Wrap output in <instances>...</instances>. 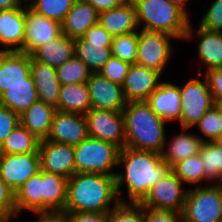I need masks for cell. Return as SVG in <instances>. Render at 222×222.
Here are the masks:
<instances>
[{"label":"cell","mask_w":222,"mask_h":222,"mask_svg":"<svg viewBox=\"0 0 222 222\" xmlns=\"http://www.w3.org/2000/svg\"><path fill=\"white\" fill-rule=\"evenodd\" d=\"M21 5L20 0H0V11L16 9Z\"/></svg>","instance_id":"cell-50"},{"label":"cell","mask_w":222,"mask_h":222,"mask_svg":"<svg viewBox=\"0 0 222 222\" xmlns=\"http://www.w3.org/2000/svg\"><path fill=\"white\" fill-rule=\"evenodd\" d=\"M23 1H24V2L26 1L25 4L28 5V0H20V2H21L22 4L24 3ZM29 1H32V0H29Z\"/></svg>","instance_id":"cell-55"},{"label":"cell","mask_w":222,"mask_h":222,"mask_svg":"<svg viewBox=\"0 0 222 222\" xmlns=\"http://www.w3.org/2000/svg\"><path fill=\"white\" fill-rule=\"evenodd\" d=\"M109 222H143V206L140 203L119 202L109 212Z\"/></svg>","instance_id":"cell-39"},{"label":"cell","mask_w":222,"mask_h":222,"mask_svg":"<svg viewBox=\"0 0 222 222\" xmlns=\"http://www.w3.org/2000/svg\"><path fill=\"white\" fill-rule=\"evenodd\" d=\"M208 184L188 189L183 222H217L222 217V184Z\"/></svg>","instance_id":"cell-6"},{"label":"cell","mask_w":222,"mask_h":222,"mask_svg":"<svg viewBox=\"0 0 222 222\" xmlns=\"http://www.w3.org/2000/svg\"><path fill=\"white\" fill-rule=\"evenodd\" d=\"M117 166L124 167V171H117L115 175L116 192L121 203H141L151 188L171 170L162 160L161 153L129 147L120 149ZM123 185L129 201L121 197Z\"/></svg>","instance_id":"cell-1"},{"label":"cell","mask_w":222,"mask_h":222,"mask_svg":"<svg viewBox=\"0 0 222 222\" xmlns=\"http://www.w3.org/2000/svg\"><path fill=\"white\" fill-rule=\"evenodd\" d=\"M118 203L115 175L75 173L68 179L64 208L67 213H107Z\"/></svg>","instance_id":"cell-2"},{"label":"cell","mask_w":222,"mask_h":222,"mask_svg":"<svg viewBox=\"0 0 222 222\" xmlns=\"http://www.w3.org/2000/svg\"><path fill=\"white\" fill-rule=\"evenodd\" d=\"M38 215L36 222H69L66 211H38L33 212Z\"/></svg>","instance_id":"cell-48"},{"label":"cell","mask_w":222,"mask_h":222,"mask_svg":"<svg viewBox=\"0 0 222 222\" xmlns=\"http://www.w3.org/2000/svg\"><path fill=\"white\" fill-rule=\"evenodd\" d=\"M125 126V147L162 153L166 143L165 124L146 101H129L122 110Z\"/></svg>","instance_id":"cell-3"},{"label":"cell","mask_w":222,"mask_h":222,"mask_svg":"<svg viewBox=\"0 0 222 222\" xmlns=\"http://www.w3.org/2000/svg\"><path fill=\"white\" fill-rule=\"evenodd\" d=\"M15 206L17 216L26 210L31 212L42 211L41 169L15 191Z\"/></svg>","instance_id":"cell-30"},{"label":"cell","mask_w":222,"mask_h":222,"mask_svg":"<svg viewBox=\"0 0 222 222\" xmlns=\"http://www.w3.org/2000/svg\"><path fill=\"white\" fill-rule=\"evenodd\" d=\"M40 169L39 152L0 154V177L14 192Z\"/></svg>","instance_id":"cell-11"},{"label":"cell","mask_w":222,"mask_h":222,"mask_svg":"<svg viewBox=\"0 0 222 222\" xmlns=\"http://www.w3.org/2000/svg\"><path fill=\"white\" fill-rule=\"evenodd\" d=\"M88 136L112 143L120 149L125 147L123 112L91 109L85 115Z\"/></svg>","instance_id":"cell-9"},{"label":"cell","mask_w":222,"mask_h":222,"mask_svg":"<svg viewBox=\"0 0 222 222\" xmlns=\"http://www.w3.org/2000/svg\"><path fill=\"white\" fill-rule=\"evenodd\" d=\"M82 38L96 45H111L112 38L111 36L99 23L91 26Z\"/></svg>","instance_id":"cell-45"},{"label":"cell","mask_w":222,"mask_h":222,"mask_svg":"<svg viewBox=\"0 0 222 222\" xmlns=\"http://www.w3.org/2000/svg\"><path fill=\"white\" fill-rule=\"evenodd\" d=\"M98 14L88 2L75 0L61 23L62 33L73 39L82 37L91 26L98 23Z\"/></svg>","instance_id":"cell-24"},{"label":"cell","mask_w":222,"mask_h":222,"mask_svg":"<svg viewBox=\"0 0 222 222\" xmlns=\"http://www.w3.org/2000/svg\"><path fill=\"white\" fill-rule=\"evenodd\" d=\"M25 4L0 11V51H20L24 43Z\"/></svg>","instance_id":"cell-20"},{"label":"cell","mask_w":222,"mask_h":222,"mask_svg":"<svg viewBox=\"0 0 222 222\" xmlns=\"http://www.w3.org/2000/svg\"><path fill=\"white\" fill-rule=\"evenodd\" d=\"M58 111L85 115L91 110L87 83L61 85L57 106Z\"/></svg>","instance_id":"cell-28"},{"label":"cell","mask_w":222,"mask_h":222,"mask_svg":"<svg viewBox=\"0 0 222 222\" xmlns=\"http://www.w3.org/2000/svg\"><path fill=\"white\" fill-rule=\"evenodd\" d=\"M75 0H32L28 6L36 13L62 23Z\"/></svg>","instance_id":"cell-36"},{"label":"cell","mask_w":222,"mask_h":222,"mask_svg":"<svg viewBox=\"0 0 222 222\" xmlns=\"http://www.w3.org/2000/svg\"><path fill=\"white\" fill-rule=\"evenodd\" d=\"M171 170L187 185L201 186L202 181L208 182L199 153L180 161Z\"/></svg>","instance_id":"cell-34"},{"label":"cell","mask_w":222,"mask_h":222,"mask_svg":"<svg viewBox=\"0 0 222 222\" xmlns=\"http://www.w3.org/2000/svg\"><path fill=\"white\" fill-rule=\"evenodd\" d=\"M75 55L85 63L91 73H99L112 56L111 45H96L82 37L76 38Z\"/></svg>","instance_id":"cell-31"},{"label":"cell","mask_w":222,"mask_h":222,"mask_svg":"<svg viewBox=\"0 0 222 222\" xmlns=\"http://www.w3.org/2000/svg\"><path fill=\"white\" fill-rule=\"evenodd\" d=\"M199 155L205 178L213 184H222V147L215 142H204Z\"/></svg>","instance_id":"cell-33"},{"label":"cell","mask_w":222,"mask_h":222,"mask_svg":"<svg viewBox=\"0 0 222 222\" xmlns=\"http://www.w3.org/2000/svg\"><path fill=\"white\" fill-rule=\"evenodd\" d=\"M138 49V31L121 34L112 38V56L129 64H135Z\"/></svg>","instance_id":"cell-37"},{"label":"cell","mask_w":222,"mask_h":222,"mask_svg":"<svg viewBox=\"0 0 222 222\" xmlns=\"http://www.w3.org/2000/svg\"><path fill=\"white\" fill-rule=\"evenodd\" d=\"M131 64L119 58L111 56L106 64L101 68L99 74L111 82L122 85L128 74Z\"/></svg>","instance_id":"cell-40"},{"label":"cell","mask_w":222,"mask_h":222,"mask_svg":"<svg viewBox=\"0 0 222 222\" xmlns=\"http://www.w3.org/2000/svg\"><path fill=\"white\" fill-rule=\"evenodd\" d=\"M87 137V122L83 114L56 110L45 140L76 146Z\"/></svg>","instance_id":"cell-14"},{"label":"cell","mask_w":222,"mask_h":222,"mask_svg":"<svg viewBox=\"0 0 222 222\" xmlns=\"http://www.w3.org/2000/svg\"><path fill=\"white\" fill-rule=\"evenodd\" d=\"M87 85L91 109L119 112L126 106L127 101L123 94L122 85L111 82L99 73H91Z\"/></svg>","instance_id":"cell-15"},{"label":"cell","mask_w":222,"mask_h":222,"mask_svg":"<svg viewBox=\"0 0 222 222\" xmlns=\"http://www.w3.org/2000/svg\"><path fill=\"white\" fill-rule=\"evenodd\" d=\"M30 74L37 89L38 100L56 107L61 87L56 69L34 60L30 55Z\"/></svg>","instance_id":"cell-22"},{"label":"cell","mask_w":222,"mask_h":222,"mask_svg":"<svg viewBox=\"0 0 222 222\" xmlns=\"http://www.w3.org/2000/svg\"><path fill=\"white\" fill-rule=\"evenodd\" d=\"M69 222H109V212H74L68 213Z\"/></svg>","instance_id":"cell-47"},{"label":"cell","mask_w":222,"mask_h":222,"mask_svg":"<svg viewBox=\"0 0 222 222\" xmlns=\"http://www.w3.org/2000/svg\"><path fill=\"white\" fill-rule=\"evenodd\" d=\"M91 4L98 13L122 5L127 0H84Z\"/></svg>","instance_id":"cell-49"},{"label":"cell","mask_w":222,"mask_h":222,"mask_svg":"<svg viewBox=\"0 0 222 222\" xmlns=\"http://www.w3.org/2000/svg\"><path fill=\"white\" fill-rule=\"evenodd\" d=\"M30 55L19 51H0V95L16 84H28Z\"/></svg>","instance_id":"cell-19"},{"label":"cell","mask_w":222,"mask_h":222,"mask_svg":"<svg viewBox=\"0 0 222 222\" xmlns=\"http://www.w3.org/2000/svg\"><path fill=\"white\" fill-rule=\"evenodd\" d=\"M61 33V23L36 13L25 4L24 43L19 52L31 55L37 48L56 39Z\"/></svg>","instance_id":"cell-12"},{"label":"cell","mask_w":222,"mask_h":222,"mask_svg":"<svg viewBox=\"0 0 222 222\" xmlns=\"http://www.w3.org/2000/svg\"><path fill=\"white\" fill-rule=\"evenodd\" d=\"M143 222H183L182 212L143 206Z\"/></svg>","instance_id":"cell-42"},{"label":"cell","mask_w":222,"mask_h":222,"mask_svg":"<svg viewBox=\"0 0 222 222\" xmlns=\"http://www.w3.org/2000/svg\"><path fill=\"white\" fill-rule=\"evenodd\" d=\"M75 55V39L61 33L56 39L37 48L31 57L54 68L61 66Z\"/></svg>","instance_id":"cell-25"},{"label":"cell","mask_w":222,"mask_h":222,"mask_svg":"<svg viewBox=\"0 0 222 222\" xmlns=\"http://www.w3.org/2000/svg\"><path fill=\"white\" fill-rule=\"evenodd\" d=\"M215 103L222 102V69H211L204 74Z\"/></svg>","instance_id":"cell-46"},{"label":"cell","mask_w":222,"mask_h":222,"mask_svg":"<svg viewBox=\"0 0 222 222\" xmlns=\"http://www.w3.org/2000/svg\"><path fill=\"white\" fill-rule=\"evenodd\" d=\"M55 69L61 85L87 83L91 74L85 63L76 55Z\"/></svg>","instance_id":"cell-35"},{"label":"cell","mask_w":222,"mask_h":222,"mask_svg":"<svg viewBox=\"0 0 222 222\" xmlns=\"http://www.w3.org/2000/svg\"><path fill=\"white\" fill-rule=\"evenodd\" d=\"M172 39L177 38L164 32L138 30L136 64L163 74L173 56Z\"/></svg>","instance_id":"cell-8"},{"label":"cell","mask_w":222,"mask_h":222,"mask_svg":"<svg viewBox=\"0 0 222 222\" xmlns=\"http://www.w3.org/2000/svg\"><path fill=\"white\" fill-rule=\"evenodd\" d=\"M98 23L113 37L139 30L136 8L132 0H127L120 6L100 12Z\"/></svg>","instance_id":"cell-21"},{"label":"cell","mask_w":222,"mask_h":222,"mask_svg":"<svg viewBox=\"0 0 222 222\" xmlns=\"http://www.w3.org/2000/svg\"><path fill=\"white\" fill-rule=\"evenodd\" d=\"M17 218V215H11V216H0V222H11L12 219Z\"/></svg>","instance_id":"cell-52"},{"label":"cell","mask_w":222,"mask_h":222,"mask_svg":"<svg viewBox=\"0 0 222 222\" xmlns=\"http://www.w3.org/2000/svg\"><path fill=\"white\" fill-rule=\"evenodd\" d=\"M37 101V89L31 74L28 76V84L13 85L0 95V105L11 109L19 116Z\"/></svg>","instance_id":"cell-29"},{"label":"cell","mask_w":222,"mask_h":222,"mask_svg":"<svg viewBox=\"0 0 222 222\" xmlns=\"http://www.w3.org/2000/svg\"><path fill=\"white\" fill-rule=\"evenodd\" d=\"M201 132L204 142H215L222 135V117L219 110L213 106L194 126Z\"/></svg>","instance_id":"cell-38"},{"label":"cell","mask_w":222,"mask_h":222,"mask_svg":"<svg viewBox=\"0 0 222 222\" xmlns=\"http://www.w3.org/2000/svg\"><path fill=\"white\" fill-rule=\"evenodd\" d=\"M19 124L20 116L11 109L0 105V146Z\"/></svg>","instance_id":"cell-43"},{"label":"cell","mask_w":222,"mask_h":222,"mask_svg":"<svg viewBox=\"0 0 222 222\" xmlns=\"http://www.w3.org/2000/svg\"><path fill=\"white\" fill-rule=\"evenodd\" d=\"M188 130L189 128H181L179 134L173 135L168 144L165 143V147L161 153L162 160L166 162L171 169L180 161L198 154L204 144L200 136L194 133L191 134Z\"/></svg>","instance_id":"cell-23"},{"label":"cell","mask_w":222,"mask_h":222,"mask_svg":"<svg viewBox=\"0 0 222 222\" xmlns=\"http://www.w3.org/2000/svg\"><path fill=\"white\" fill-rule=\"evenodd\" d=\"M196 35V37H195ZM196 38L198 60L206 66V71L222 69V32L210 31L197 26L196 33L192 23H189L184 40Z\"/></svg>","instance_id":"cell-17"},{"label":"cell","mask_w":222,"mask_h":222,"mask_svg":"<svg viewBox=\"0 0 222 222\" xmlns=\"http://www.w3.org/2000/svg\"><path fill=\"white\" fill-rule=\"evenodd\" d=\"M171 3L177 5L179 8H181L187 15L188 12L186 11V5L188 0H169Z\"/></svg>","instance_id":"cell-51"},{"label":"cell","mask_w":222,"mask_h":222,"mask_svg":"<svg viewBox=\"0 0 222 222\" xmlns=\"http://www.w3.org/2000/svg\"><path fill=\"white\" fill-rule=\"evenodd\" d=\"M215 143L222 147V135L215 141Z\"/></svg>","instance_id":"cell-54"},{"label":"cell","mask_w":222,"mask_h":222,"mask_svg":"<svg viewBox=\"0 0 222 222\" xmlns=\"http://www.w3.org/2000/svg\"><path fill=\"white\" fill-rule=\"evenodd\" d=\"M67 183V178L41 170L42 211L64 210Z\"/></svg>","instance_id":"cell-26"},{"label":"cell","mask_w":222,"mask_h":222,"mask_svg":"<svg viewBox=\"0 0 222 222\" xmlns=\"http://www.w3.org/2000/svg\"><path fill=\"white\" fill-rule=\"evenodd\" d=\"M184 183L170 170L140 203L144 207L153 209L175 210L182 212L188 188L184 189Z\"/></svg>","instance_id":"cell-10"},{"label":"cell","mask_w":222,"mask_h":222,"mask_svg":"<svg viewBox=\"0 0 222 222\" xmlns=\"http://www.w3.org/2000/svg\"><path fill=\"white\" fill-rule=\"evenodd\" d=\"M120 148L88 136L74 146L75 173L116 175Z\"/></svg>","instance_id":"cell-5"},{"label":"cell","mask_w":222,"mask_h":222,"mask_svg":"<svg viewBox=\"0 0 222 222\" xmlns=\"http://www.w3.org/2000/svg\"><path fill=\"white\" fill-rule=\"evenodd\" d=\"M142 30L164 32L184 40L190 16L169 0H132Z\"/></svg>","instance_id":"cell-4"},{"label":"cell","mask_w":222,"mask_h":222,"mask_svg":"<svg viewBox=\"0 0 222 222\" xmlns=\"http://www.w3.org/2000/svg\"><path fill=\"white\" fill-rule=\"evenodd\" d=\"M198 72V78H191L184 85H179L181 94V128H193L215 104L206 78L200 79L201 70L199 69Z\"/></svg>","instance_id":"cell-7"},{"label":"cell","mask_w":222,"mask_h":222,"mask_svg":"<svg viewBox=\"0 0 222 222\" xmlns=\"http://www.w3.org/2000/svg\"><path fill=\"white\" fill-rule=\"evenodd\" d=\"M55 112V107L38 100L20 115V124L38 139L44 140L50 132Z\"/></svg>","instance_id":"cell-27"},{"label":"cell","mask_w":222,"mask_h":222,"mask_svg":"<svg viewBox=\"0 0 222 222\" xmlns=\"http://www.w3.org/2000/svg\"><path fill=\"white\" fill-rule=\"evenodd\" d=\"M160 85L154 90L146 103L152 111L166 122L179 121L181 116V94L179 85L160 80Z\"/></svg>","instance_id":"cell-18"},{"label":"cell","mask_w":222,"mask_h":222,"mask_svg":"<svg viewBox=\"0 0 222 222\" xmlns=\"http://www.w3.org/2000/svg\"><path fill=\"white\" fill-rule=\"evenodd\" d=\"M17 215L15 192L0 177V216Z\"/></svg>","instance_id":"cell-44"},{"label":"cell","mask_w":222,"mask_h":222,"mask_svg":"<svg viewBox=\"0 0 222 222\" xmlns=\"http://www.w3.org/2000/svg\"><path fill=\"white\" fill-rule=\"evenodd\" d=\"M40 139L19 124L5 138L0 146V154H26L39 152Z\"/></svg>","instance_id":"cell-32"},{"label":"cell","mask_w":222,"mask_h":222,"mask_svg":"<svg viewBox=\"0 0 222 222\" xmlns=\"http://www.w3.org/2000/svg\"><path fill=\"white\" fill-rule=\"evenodd\" d=\"M214 106L219 110V113L222 117V102L220 103H215Z\"/></svg>","instance_id":"cell-53"},{"label":"cell","mask_w":222,"mask_h":222,"mask_svg":"<svg viewBox=\"0 0 222 222\" xmlns=\"http://www.w3.org/2000/svg\"><path fill=\"white\" fill-rule=\"evenodd\" d=\"M162 74L138 64H132L122 84L125 100L145 101L160 85Z\"/></svg>","instance_id":"cell-16"},{"label":"cell","mask_w":222,"mask_h":222,"mask_svg":"<svg viewBox=\"0 0 222 222\" xmlns=\"http://www.w3.org/2000/svg\"><path fill=\"white\" fill-rule=\"evenodd\" d=\"M38 151L41 170L67 179L75 174L74 146L44 139Z\"/></svg>","instance_id":"cell-13"},{"label":"cell","mask_w":222,"mask_h":222,"mask_svg":"<svg viewBox=\"0 0 222 222\" xmlns=\"http://www.w3.org/2000/svg\"><path fill=\"white\" fill-rule=\"evenodd\" d=\"M199 26L210 31L222 32V0H214L200 19Z\"/></svg>","instance_id":"cell-41"}]
</instances>
